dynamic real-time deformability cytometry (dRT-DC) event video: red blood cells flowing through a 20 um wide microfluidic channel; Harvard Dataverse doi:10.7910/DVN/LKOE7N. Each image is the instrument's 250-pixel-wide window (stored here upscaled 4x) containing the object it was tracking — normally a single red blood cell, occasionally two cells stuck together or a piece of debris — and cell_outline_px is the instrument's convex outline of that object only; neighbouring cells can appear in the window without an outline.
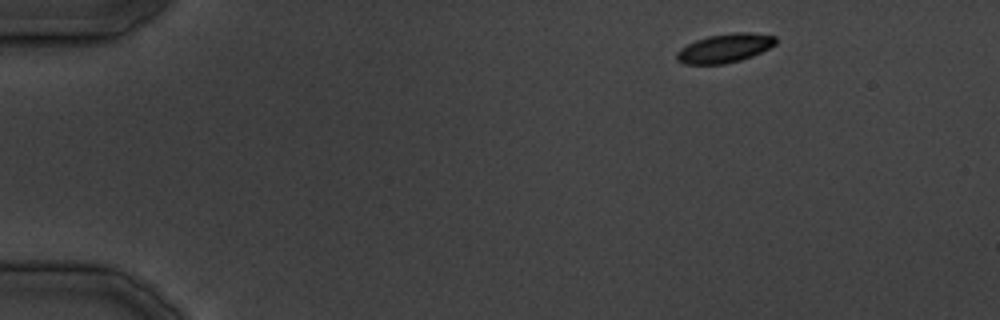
{"species": "common noctule bat (a hibernating species)", "species_latin": "Nyctalus noctula", "temperature_condition": "cold", "stored_images_in_passage": 30, "camera_frame_rate_fps": 3000, "um_per_image_px": 0.085, "animal": {"sex": "male", "body_mass_g": 19.5, "forearm_length_mm": 54.6}, "frame": {"image": 1, "passage_image": 1, "time_ms": 0.0, "image_size_px": [1000, 320], "cell_outline_px": [[776, 44], [752, 56], [740, 60], [724, 64], [684, 64], [676, 60], [676, 52], [680, 48], [696, 40], [708, 36], [736, 32], [752, 32], [776, 36]], "centroid_in_image_um": [61.59, 4.09], "position_along_channel_um": 23.4, "area_um2": 16.65}}
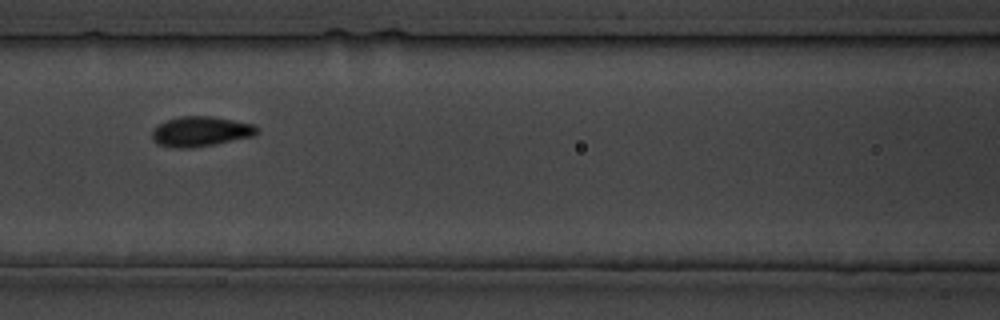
{"frame": {"image": 2, "passage_image": 13, "time_ms": 14.667, "image_size_px": [1000, 320], "cell_outline_px": [[256, 132], [252, 136], [216, 144], [192, 148], [176, 148], [156, 144], [152, 140], [152, 128], [168, 120], [180, 116], [212, 116], [256, 124]], "centroid_in_image_um": [17.02, 11.18], "position_along_channel_um": 149.6, "area_um2": 18.38}}
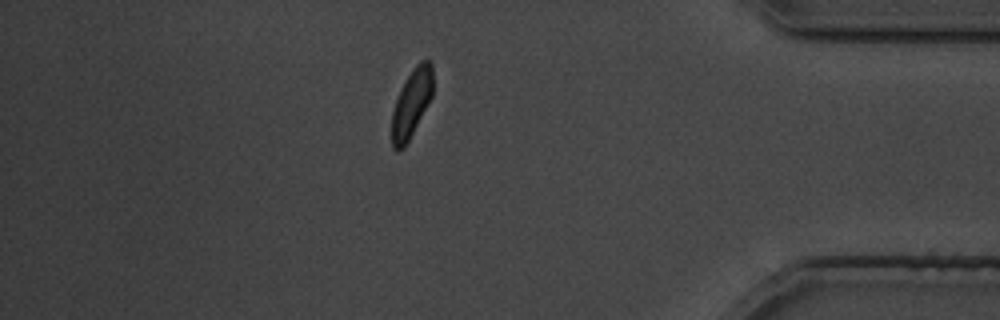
{"frame": {"image": 3, "passage_image": 29, "time_ms": 33.667, "image_size_px": [1000, 320], "cell_outline_px": [[432, 96], [404, 148], [396, 152], [392, 148], [392, 112], [396, 100], [408, 76], [416, 64], [420, 60], [428, 60], [432, 64]], "centroid_in_image_um": [34.97, 8.8], "position_along_channel_um": 400.2, "area_um2": 15.9}}